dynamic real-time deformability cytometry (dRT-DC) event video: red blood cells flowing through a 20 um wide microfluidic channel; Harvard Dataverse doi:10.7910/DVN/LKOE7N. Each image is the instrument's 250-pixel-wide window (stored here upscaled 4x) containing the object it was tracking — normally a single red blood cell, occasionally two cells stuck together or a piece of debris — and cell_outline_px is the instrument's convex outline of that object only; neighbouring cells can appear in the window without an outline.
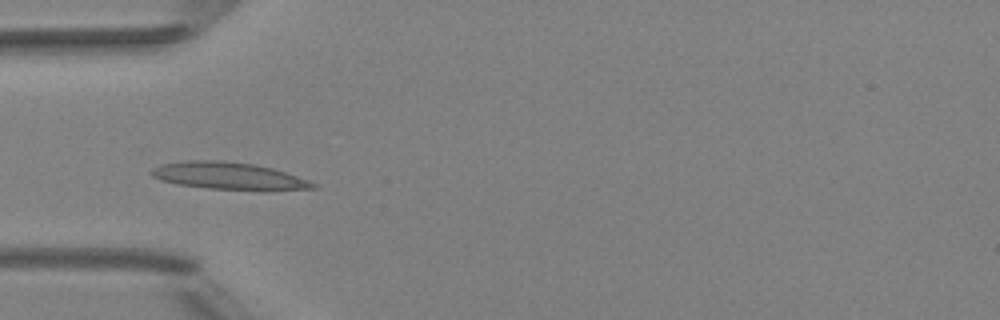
{"species": "Egyptian fruit bat (a non-hibernating species)", "species_latin": "Rousettus aegyptiacus", "temperature_condition": "room temperature", "stored_images_in_passage": 4, "camera_frame_rate_fps": 3000, "um_per_image_px": 0.085, "animal": {"sex": "female"}, "frame": {"image": 1, "passage_image": 4, "time_ms": 3.333, "image_size_px": [1000, 320], "cell_outline_px": [[316, 188], [264, 192], [208, 188], [176, 184], [160, 180], [152, 176], [148, 172], [152, 168], [160, 164], [188, 160], [220, 160], [252, 164], [272, 168], [308, 180], [316, 184]], "centroid_in_image_um": [19.44, 14.98], "position_along_channel_um": 65.6, "area_um2": 26.13}}